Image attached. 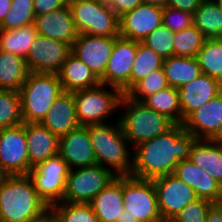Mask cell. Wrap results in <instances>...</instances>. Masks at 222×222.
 <instances>
[{
  "label": "cell",
  "mask_w": 222,
  "mask_h": 222,
  "mask_svg": "<svg viewBox=\"0 0 222 222\" xmlns=\"http://www.w3.org/2000/svg\"><path fill=\"white\" fill-rule=\"evenodd\" d=\"M196 139H222V92L193 111L183 122Z\"/></svg>",
  "instance_id": "cell-17"
},
{
  "label": "cell",
  "mask_w": 222,
  "mask_h": 222,
  "mask_svg": "<svg viewBox=\"0 0 222 222\" xmlns=\"http://www.w3.org/2000/svg\"><path fill=\"white\" fill-rule=\"evenodd\" d=\"M23 124L19 92L0 89V129Z\"/></svg>",
  "instance_id": "cell-36"
},
{
  "label": "cell",
  "mask_w": 222,
  "mask_h": 222,
  "mask_svg": "<svg viewBox=\"0 0 222 222\" xmlns=\"http://www.w3.org/2000/svg\"><path fill=\"white\" fill-rule=\"evenodd\" d=\"M78 33L119 37V17L104 0H69Z\"/></svg>",
  "instance_id": "cell-7"
},
{
  "label": "cell",
  "mask_w": 222,
  "mask_h": 222,
  "mask_svg": "<svg viewBox=\"0 0 222 222\" xmlns=\"http://www.w3.org/2000/svg\"><path fill=\"white\" fill-rule=\"evenodd\" d=\"M206 38L192 24L190 27L174 34V56L196 57Z\"/></svg>",
  "instance_id": "cell-35"
},
{
  "label": "cell",
  "mask_w": 222,
  "mask_h": 222,
  "mask_svg": "<svg viewBox=\"0 0 222 222\" xmlns=\"http://www.w3.org/2000/svg\"><path fill=\"white\" fill-rule=\"evenodd\" d=\"M48 213L29 174L4 175L0 182V222H32Z\"/></svg>",
  "instance_id": "cell-2"
},
{
  "label": "cell",
  "mask_w": 222,
  "mask_h": 222,
  "mask_svg": "<svg viewBox=\"0 0 222 222\" xmlns=\"http://www.w3.org/2000/svg\"><path fill=\"white\" fill-rule=\"evenodd\" d=\"M69 0H33L35 16L50 13L53 10L68 6Z\"/></svg>",
  "instance_id": "cell-42"
},
{
  "label": "cell",
  "mask_w": 222,
  "mask_h": 222,
  "mask_svg": "<svg viewBox=\"0 0 222 222\" xmlns=\"http://www.w3.org/2000/svg\"><path fill=\"white\" fill-rule=\"evenodd\" d=\"M173 174L191 186L198 198L212 204L222 203V186L190 159L179 161Z\"/></svg>",
  "instance_id": "cell-20"
},
{
  "label": "cell",
  "mask_w": 222,
  "mask_h": 222,
  "mask_svg": "<svg viewBox=\"0 0 222 222\" xmlns=\"http://www.w3.org/2000/svg\"><path fill=\"white\" fill-rule=\"evenodd\" d=\"M117 222H137V221H132L131 218L128 216L127 211L124 210L122 211V214L120 215V217H118Z\"/></svg>",
  "instance_id": "cell-48"
},
{
  "label": "cell",
  "mask_w": 222,
  "mask_h": 222,
  "mask_svg": "<svg viewBox=\"0 0 222 222\" xmlns=\"http://www.w3.org/2000/svg\"><path fill=\"white\" fill-rule=\"evenodd\" d=\"M89 204L100 222H117L124 211L123 176H117Z\"/></svg>",
  "instance_id": "cell-24"
},
{
  "label": "cell",
  "mask_w": 222,
  "mask_h": 222,
  "mask_svg": "<svg viewBox=\"0 0 222 222\" xmlns=\"http://www.w3.org/2000/svg\"><path fill=\"white\" fill-rule=\"evenodd\" d=\"M62 91L57 74L30 72L19 91L23 123H41Z\"/></svg>",
  "instance_id": "cell-5"
},
{
  "label": "cell",
  "mask_w": 222,
  "mask_h": 222,
  "mask_svg": "<svg viewBox=\"0 0 222 222\" xmlns=\"http://www.w3.org/2000/svg\"><path fill=\"white\" fill-rule=\"evenodd\" d=\"M117 38L80 33L71 46V53L84 62L100 80L104 76Z\"/></svg>",
  "instance_id": "cell-15"
},
{
  "label": "cell",
  "mask_w": 222,
  "mask_h": 222,
  "mask_svg": "<svg viewBox=\"0 0 222 222\" xmlns=\"http://www.w3.org/2000/svg\"><path fill=\"white\" fill-rule=\"evenodd\" d=\"M163 24V7L140 4L119 17V36L143 42L156 28Z\"/></svg>",
  "instance_id": "cell-16"
},
{
  "label": "cell",
  "mask_w": 222,
  "mask_h": 222,
  "mask_svg": "<svg viewBox=\"0 0 222 222\" xmlns=\"http://www.w3.org/2000/svg\"><path fill=\"white\" fill-rule=\"evenodd\" d=\"M26 123L0 129V170L4 175L29 174Z\"/></svg>",
  "instance_id": "cell-11"
},
{
  "label": "cell",
  "mask_w": 222,
  "mask_h": 222,
  "mask_svg": "<svg viewBox=\"0 0 222 222\" xmlns=\"http://www.w3.org/2000/svg\"><path fill=\"white\" fill-rule=\"evenodd\" d=\"M57 75L65 92L84 90L101 83L91 69L72 53L66 58Z\"/></svg>",
  "instance_id": "cell-26"
},
{
  "label": "cell",
  "mask_w": 222,
  "mask_h": 222,
  "mask_svg": "<svg viewBox=\"0 0 222 222\" xmlns=\"http://www.w3.org/2000/svg\"><path fill=\"white\" fill-rule=\"evenodd\" d=\"M189 159L222 186V140L195 139Z\"/></svg>",
  "instance_id": "cell-25"
},
{
  "label": "cell",
  "mask_w": 222,
  "mask_h": 222,
  "mask_svg": "<svg viewBox=\"0 0 222 222\" xmlns=\"http://www.w3.org/2000/svg\"><path fill=\"white\" fill-rule=\"evenodd\" d=\"M73 96L78 122L87 126L108 123L106 119L119 109L123 93L118 88L100 83L96 87L74 91Z\"/></svg>",
  "instance_id": "cell-6"
},
{
  "label": "cell",
  "mask_w": 222,
  "mask_h": 222,
  "mask_svg": "<svg viewBox=\"0 0 222 222\" xmlns=\"http://www.w3.org/2000/svg\"><path fill=\"white\" fill-rule=\"evenodd\" d=\"M206 222H222V203L213 204L209 208Z\"/></svg>",
  "instance_id": "cell-45"
},
{
  "label": "cell",
  "mask_w": 222,
  "mask_h": 222,
  "mask_svg": "<svg viewBox=\"0 0 222 222\" xmlns=\"http://www.w3.org/2000/svg\"><path fill=\"white\" fill-rule=\"evenodd\" d=\"M69 171L67 162L59 154L30 169L35 190L48 208L63 201Z\"/></svg>",
  "instance_id": "cell-10"
},
{
  "label": "cell",
  "mask_w": 222,
  "mask_h": 222,
  "mask_svg": "<svg viewBox=\"0 0 222 222\" xmlns=\"http://www.w3.org/2000/svg\"><path fill=\"white\" fill-rule=\"evenodd\" d=\"M202 0H166L165 6L180 9L193 14Z\"/></svg>",
  "instance_id": "cell-44"
},
{
  "label": "cell",
  "mask_w": 222,
  "mask_h": 222,
  "mask_svg": "<svg viewBox=\"0 0 222 222\" xmlns=\"http://www.w3.org/2000/svg\"><path fill=\"white\" fill-rule=\"evenodd\" d=\"M119 108L124 112L118 119L124 136L132 147L159 136L174 125L166 116L126 94H123Z\"/></svg>",
  "instance_id": "cell-4"
},
{
  "label": "cell",
  "mask_w": 222,
  "mask_h": 222,
  "mask_svg": "<svg viewBox=\"0 0 222 222\" xmlns=\"http://www.w3.org/2000/svg\"><path fill=\"white\" fill-rule=\"evenodd\" d=\"M196 59L201 72L222 83V40L206 39Z\"/></svg>",
  "instance_id": "cell-32"
},
{
  "label": "cell",
  "mask_w": 222,
  "mask_h": 222,
  "mask_svg": "<svg viewBox=\"0 0 222 222\" xmlns=\"http://www.w3.org/2000/svg\"><path fill=\"white\" fill-rule=\"evenodd\" d=\"M123 203L132 221L163 222L153 180L123 176Z\"/></svg>",
  "instance_id": "cell-8"
},
{
  "label": "cell",
  "mask_w": 222,
  "mask_h": 222,
  "mask_svg": "<svg viewBox=\"0 0 222 222\" xmlns=\"http://www.w3.org/2000/svg\"><path fill=\"white\" fill-rule=\"evenodd\" d=\"M212 205L211 202L198 198L190 202L170 222H206L207 213Z\"/></svg>",
  "instance_id": "cell-40"
},
{
  "label": "cell",
  "mask_w": 222,
  "mask_h": 222,
  "mask_svg": "<svg viewBox=\"0 0 222 222\" xmlns=\"http://www.w3.org/2000/svg\"><path fill=\"white\" fill-rule=\"evenodd\" d=\"M168 86L163 68H161L151 72L145 78L137 82L126 93V95L133 100L142 102L147 96L152 95Z\"/></svg>",
  "instance_id": "cell-38"
},
{
  "label": "cell",
  "mask_w": 222,
  "mask_h": 222,
  "mask_svg": "<svg viewBox=\"0 0 222 222\" xmlns=\"http://www.w3.org/2000/svg\"><path fill=\"white\" fill-rule=\"evenodd\" d=\"M118 17L142 4L141 0H104Z\"/></svg>",
  "instance_id": "cell-43"
},
{
  "label": "cell",
  "mask_w": 222,
  "mask_h": 222,
  "mask_svg": "<svg viewBox=\"0 0 222 222\" xmlns=\"http://www.w3.org/2000/svg\"><path fill=\"white\" fill-rule=\"evenodd\" d=\"M193 24L192 14L173 7H163V25L179 32Z\"/></svg>",
  "instance_id": "cell-41"
},
{
  "label": "cell",
  "mask_w": 222,
  "mask_h": 222,
  "mask_svg": "<svg viewBox=\"0 0 222 222\" xmlns=\"http://www.w3.org/2000/svg\"><path fill=\"white\" fill-rule=\"evenodd\" d=\"M192 19L193 25L206 39L222 40V10L213 0H202Z\"/></svg>",
  "instance_id": "cell-29"
},
{
  "label": "cell",
  "mask_w": 222,
  "mask_h": 222,
  "mask_svg": "<svg viewBox=\"0 0 222 222\" xmlns=\"http://www.w3.org/2000/svg\"><path fill=\"white\" fill-rule=\"evenodd\" d=\"M52 222H100L89 203L62 201L49 207Z\"/></svg>",
  "instance_id": "cell-33"
},
{
  "label": "cell",
  "mask_w": 222,
  "mask_h": 222,
  "mask_svg": "<svg viewBox=\"0 0 222 222\" xmlns=\"http://www.w3.org/2000/svg\"><path fill=\"white\" fill-rule=\"evenodd\" d=\"M141 1H142V4H149V5H156V6L164 7L166 0H141Z\"/></svg>",
  "instance_id": "cell-47"
},
{
  "label": "cell",
  "mask_w": 222,
  "mask_h": 222,
  "mask_svg": "<svg viewBox=\"0 0 222 222\" xmlns=\"http://www.w3.org/2000/svg\"><path fill=\"white\" fill-rule=\"evenodd\" d=\"M32 222H52V221H51L50 215L48 213L44 218H41L39 220H35V221H32Z\"/></svg>",
  "instance_id": "cell-49"
},
{
  "label": "cell",
  "mask_w": 222,
  "mask_h": 222,
  "mask_svg": "<svg viewBox=\"0 0 222 222\" xmlns=\"http://www.w3.org/2000/svg\"><path fill=\"white\" fill-rule=\"evenodd\" d=\"M34 26L39 35L71 46L79 34L69 6L35 17Z\"/></svg>",
  "instance_id": "cell-21"
},
{
  "label": "cell",
  "mask_w": 222,
  "mask_h": 222,
  "mask_svg": "<svg viewBox=\"0 0 222 222\" xmlns=\"http://www.w3.org/2000/svg\"><path fill=\"white\" fill-rule=\"evenodd\" d=\"M195 139L183 124H174L159 136L133 147L130 176L152 180L174 173L179 161L189 159Z\"/></svg>",
  "instance_id": "cell-1"
},
{
  "label": "cell",
  "mask_w": 222,
  "mask_h": 222,
  "mask_svg": "<svg viewBox=\"0 0 222 222\" xmlns=\"http://www.w3.org/2000/svg\"><path fill=\"white\" fill-rule=\"evenodd\" d=\"M164 59L142 42H137V52L130 73V89L151 72L161 69Z\"/></svg>",
  "instance_id": "cell-34"
},
{
  "label": "cell",
  "mask_w": 222,
  "mask_h": 222,
  "mask_svg": "<svg viewBox=\"0 0 222 222\" xmlns=\"http://www.w3.org/2000/svg\"><path fill=\"white\" fill-rule=\"evenodd\" d=\"M116 177L112 170L99 164L70 169L63 201L67 203H89Z\"/></svg>",
  "instance_id": "cell-9"
},
{
  "label": "cell",
  "mask_w": 222,
  "mask_h": 222,
  "mask_svg": "<svg viewBox=\"0 0 222 222\" xmlns=\"http://www.w3.org/2000/svg\"><path fill=\"white\" fill-rule=\"evenodd\" d=\"M12 6V0H0V24Z\"/></svg>",
  "instance_id": "cell-46"
},
{
  "label": "cell",
  "mask_w": 222,
  "mask_h": 222,
  "mask_svg": "<svg viewBox=\"0 0 222 222\" xmlns=\"http://www.w3.org/2000/svg\"><path fill=\"white\" fill-rule=\"evenodd\" d=\"M26 138L32 168L59 153V137L41 123H26Z\"/></svg>",
  "instance_id": "cell-23"
},
{
  "label": "cell",
  "mask_w": 222,
  "mask_h": 222,
  "mask_svg": "<svg viewBox=\"0 0 222 222\" xmlns=\"http://www.w3.org/2000/svg\"><path fill=\"white\" fill-rule=\"evenodd\" d=\"M147 107L166 116L174 124H182V110L178 88L168 86L142 101Z\"/></svg>",
  "instance_id": "cell-30"
},
{
  "label": "cell",
  "mask_w": 222,
  "mask_h": 222,
  "mask_svg": "<svg viewBox=\"0 0 222 222\" xmlns=\"http://www.w3.org/2000/svg\"><path fill=\"white\" fill-rule=\"evenodd\" d=\"M29 73L25 58L0 50V89L19 92Z\"/></svg>",
  "instance_id": "cell-27"
},
{
  "label": "cell",
  "mask_w": 222,
  "mask_h": 222,
  "mask_svg": "<svg viewBox=\"0 0 222 222\" xmlns=\"http://www.w3.org/2000/svg\"><path fill=\"white\" fill-rule=\"evenodd\" d=\"M70 169L97 164L88 125L80 126L59 138V153Z\"/></svg>",
  "instance_id": "cell-18"
},
{
  "label": "cell",
  "mask_w": 222,
  "mask_h": 222,
  "mask_svg": "<svg viewBox=\"0 0 222 222\" xmlns=\"http://www.w3.org/2000/svg\"><path fill=\"white\" fill-rule=\"evenodd\" d=\"M174 34L163 24L151 32L142 42L163 59L174 56Z\"/></svg>",
  "instance_id": "cell-39"
},
{
  "label": "cell",
  "mask_w": 222,
  "mask_h": 222,
  "mask_svg": "<svg viewBox=\"0 0 222 222\" xmlns=\"http://www.w3.org/2000/svg\"><path fill=\"white\" fill-rule=\"evenodd\" d=\"M182 110V124L196 109L207 104L213 97L222 92V83L201 73L191 82L178 88Z\"/></svg>",
  "instance_id": "cell-19"
},
{
  "label": "cell",
  "mask_w": 222,
  "mask_h": 222,
  "mask_svg": "<svg viewBox=\"0 0 222 222\" xmlns=\"http://www.w3.org/2000/svg\"><path fill=\"white\" fill-rule=\"evenodd\" d=\"M152 180L163 222L172 221L190 202L198 199L194 189L173 173Z\"/></svg>",
  "instance_id": "cell-12"
},
{
  "label": "cell",
  "mask_w": 222,
  "mask_h": 222,
  "mask_svg": "<svg viewBox=\"0 0 222 222\" xmlns=\"http://www.w3.org/2000/svg\"><path fill=\"white\" fill-rule=\"evenodd\" d=\"M33 0H12V6L0 24V30H14L34 24Z\"/></svg>",
  "instance_id": "cell-37"
},
{
  "label": "cell",
  "mask_w": 222,
  "mask_h": 222,
  "mask_svg": "<svg viewBox=\"0 0 222 222\" xmlns=\"http://www.w3.org/2000/svg\"><path fill=\"white\" fill-rule=\"evenodd\" d=\"M137 52V41L118 37L107 63L101 84L118 88L123 94L130 90V73Z\"/></svg>",
  "instance_id": "cell-14"
},
{
  "label": "cell",
  "mask_w": 222,
  "mask_h": 222,
  "mask_svg": "<svg viewBox=\"0 0 222 222\" xmlns=\"http://www.w3.org/2000/svg\"><path fill=\"white\" fill-rule=\"evenodd\" d=\"M71 51V45L38 34L25 59L27 68L29 72L57 74Z\"/></svg>",
  "instance_id": "cell-13"
},
{
  "label": "cell",
  "mask_w": 222,
  "mask_h": 222,
  "mask_svg": "<svg viewBox=\"0 0 222 222\" xmlns=\"http://www.w3.org/2000/svg\"><path fill=\"white\" fill-rule=\"evenodd\" d=\"M37 35L34 24L14 30H0V50L26 59Z\"/></svg>",
  "instance_id": "cell-31"
},
{
  "label": "cell",
  "mask_w": 222,
  "mask_h": 222,
  "mask_svg": "<svg viewBox=\"0 0 222 222\" xmlns=\"http://www.w3.org/2000/svg\"><path fill=\"white\" fill-rule=\"evenodd\" d=\"M41 124L59 138L80 127L73 92L62 91Z\"/></svg>",
  "instance_id": "cell-22"
},
{
  "label": "cell",
  "mask_w": 222,
  "mask_h": 222,
  "mask_svg": "<svg viewBox=\"0 0 222 222\" xmlns=\"http://www.w3.org/2000/svg\"><path fill=\"white\" fill-rule=\"evenodd\" d=\"M217 6L222 10V0H213Z\"/></svg>",
  "instance_id": "cell-50"
},
{
  "label": "cell",
  "mask_w": 222,
  "mask_h": 222,
  "mask_svg": "<svg viewBox=\"0 0 222 222\" xmlns=\"http://www.w3.org/2000/svg\"><path fill=\"white\" fill-rule=\"evenodd\" d=\"M4 178V174L1 172V170H0V182H1V180Z\"/></svg>",
  "instance_id": "cell-51"
},
{
  "label": "cell",
  "mask_w": 222,
  "mask_h": 222,
  "mask_svg": "<svg viewBox=\"0 0 222 222\" xmlns=\"http://www.w3.org/2000/svg\"><path fill=\"white\" fill-rule=\"evenodd\" d=\"M116 121L114 125H88V133L97 164L112 169L116 176H129L132 172L133 154L128 151L130 144L124 136L119 119Z\"/></svg>",
  "instance_id": "cell-3"
},
{
  "label": "cell",
  "mask_w": 222,
  "mask_h": 222,
  "mask_svg": "<svg viewBox=\"0 0 222 222\" xmlns=\"http://www.w3.org/2000/svg\"><path fill=\"white\" fill-rule=\"evenodd\" d=\"M162 68L168 85L174 88L191 82L202 73L196 57L172 56L164 59Z\"/></svg>",
  "instance_id": "cell-28"
}]
</instances>
